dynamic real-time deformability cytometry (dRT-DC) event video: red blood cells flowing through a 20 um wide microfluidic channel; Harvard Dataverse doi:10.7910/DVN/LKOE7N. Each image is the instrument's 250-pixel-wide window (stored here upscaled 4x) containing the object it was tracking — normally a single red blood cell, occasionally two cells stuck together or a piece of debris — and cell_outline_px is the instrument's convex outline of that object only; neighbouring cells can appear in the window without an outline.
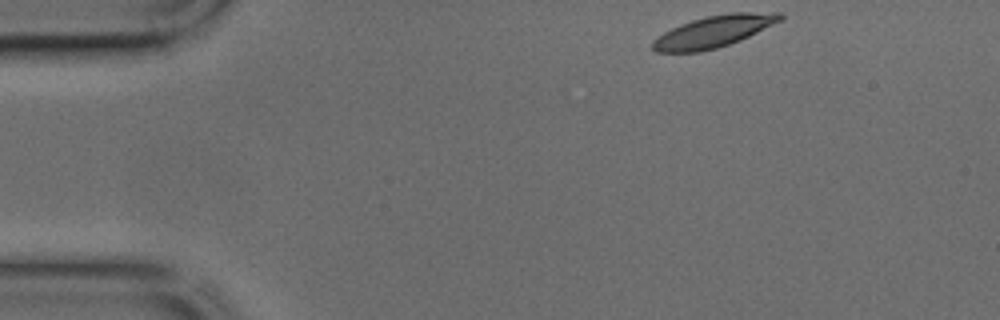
{"species": "common noctule bat (a hibernating species)", "species_latin": "Nyctalus noctula", "temperature_condition": "cold", "stored_images_in_passage": 39, "camera_frame_rate_fps": 3000, "um_per_image_px": 0.085, "animal": {"sex": "male", "body_mass_g": 17.9, "forearm_length_mm": 54.2}, "frame": {"image": 1, "passage_image": 1, "time_ms": 0.0, "image_size_px": [1000, 320], "cell_outline_px": [[784, 16], [780, 20], [740, 40], [716, 48], [700, 52], [656, 52], [652, 48], [652, 40], [656, 36], [680, 24], [704, 16], [732, 12], [780, 12]], "centroid_in_image_um": [60.61, 2.67], "position_along_channel_um": 24.4, "area_um2": 23.41}}
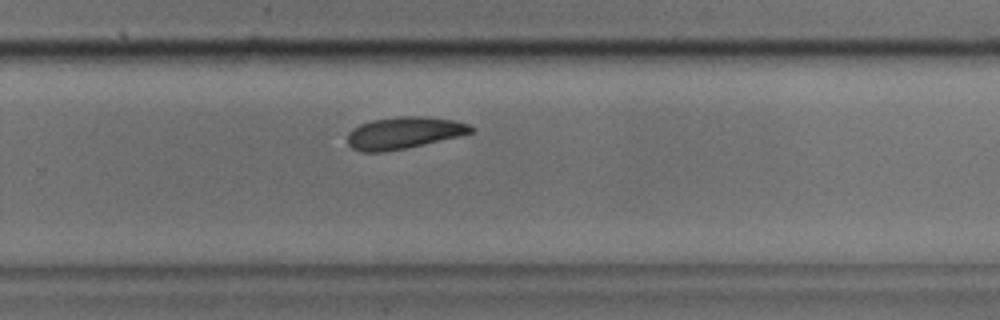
{"frame": {"image": 2, "passage_image": 24, "time_ms": 7.667, "image_size_px": [1000, 320], "cell_outline_px": [[476, 128], [472, 132], [460, 136], [404, 148], [384, 152], [364, 152], [352, 148], [348, 144], [348, 132], [352, 128], [360, 124], [372, 120], [400, 116], [420, 116], [456, 120], [468, 124]], "centroid_in_image_um": [34.33, 11.28], "position_along_channel_um": 295.5, "area_um2": 22.89}}
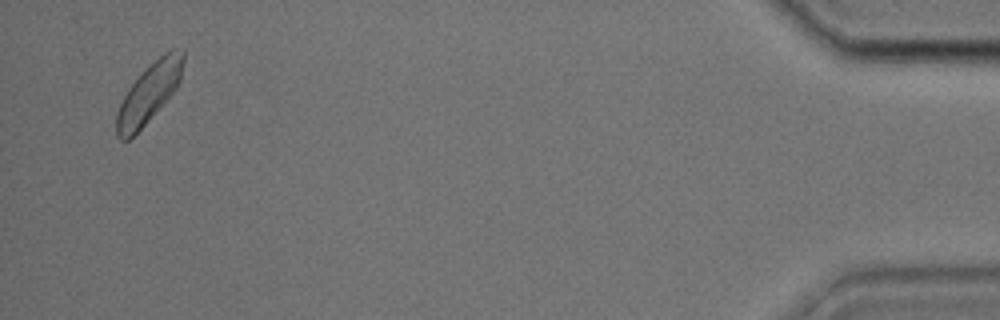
{"frame": {"image": 3, "passage_image": 38, "time_ms": 12.333, "image_size_px": [1000, 320], "cell_outline_px": [[184, 60], [180, 80], [176, 88], [144, 124], [128, 140], [120, 140], [116, 136], [116, 116], [120, 104], [128, 88], [164, 52], [172, 48], [184, 52]], "centroid_in_image_um": [12.66, 7.91], "position_along_channel_um": 422.5, "area_um2": 22.14}}